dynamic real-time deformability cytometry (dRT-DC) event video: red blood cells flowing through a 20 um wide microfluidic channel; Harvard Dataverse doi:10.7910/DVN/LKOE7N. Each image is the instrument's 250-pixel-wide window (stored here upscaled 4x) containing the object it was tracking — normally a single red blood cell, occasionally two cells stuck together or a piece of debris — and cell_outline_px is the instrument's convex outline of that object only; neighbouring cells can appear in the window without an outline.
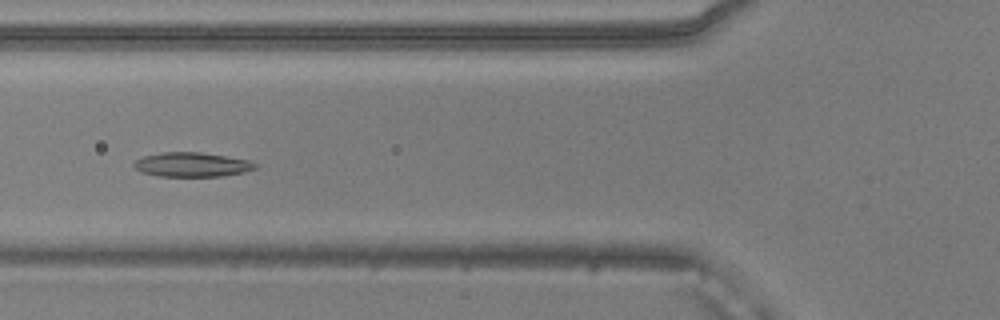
{"species": "common noctule bat (a hibernating species)", "species_latin": "Nyctalus noctula", "temperature_condition": "warm", "stored_images_in_passage": 52, "camera_frame_rate_fps": 3000, "um_per_image_px": 0.085, "animal": {"sex": "male", "body_mass_g": 20.5, "forearm_length_mm": 52.5}, "frame": {"image": 1, "passage_image": 19, "time_ms": 6.0, "image_size_px": [1000, 320], "cell_outline_px": [[256, 168], [244, 172], [224, 176], [160, 176], [144, 172], [136, 168], [132, 164], [136, 160], [144, 156], [160, 152], [200, 152], [248, 160], [256, 164]], "centroid_in_image_um": [16.31, 13.99], "position_along_channel_um": 109.5, "area_um2": 16.99}}
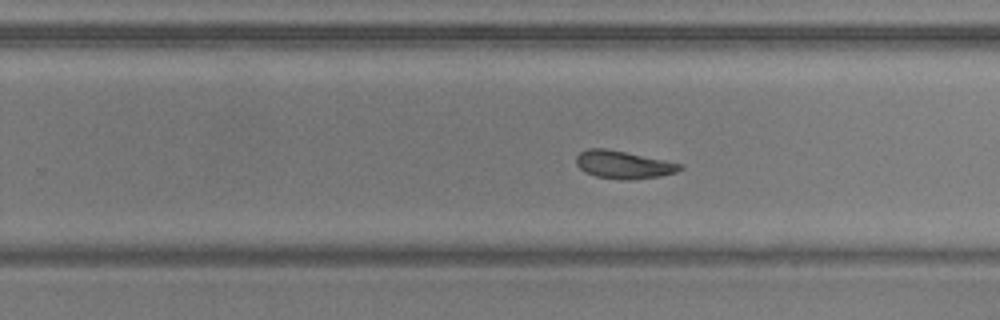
{"frame": {"image": 2, "passage_image": 32, "time_ms": 10.333, "image_size_px": [1000, 320], "cell_outline_px": [[684, 168], [676, 172], [660, 176], [632, 180], [624, 180], [596, 176], [584, 172], [576, 164], [576, 156], [580, 152], [588, 148], [604, 148], [684, 164]], "centroid_in_image_um": [52.99, 14.0], "position_along_channel_um": 276.8, "area_um2": 16.76}}
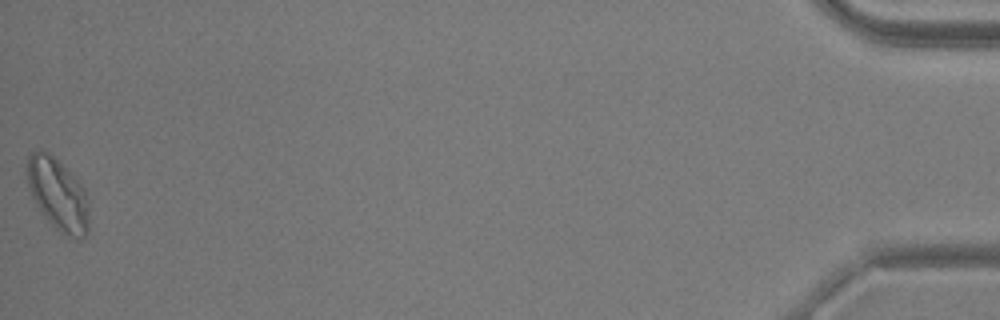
{"frame": {"image": 3, "passage_image": 52, "time_ms": 17.0, "image_size_px": [1000, 320], "cell_outline_px": [[88, 232], [80, 240], [76, 240], [60, 232], [44, 216], [36, 204], [32, 196], [28, 184], [28, 156], [32, 152], [40, 148], [48, 152], [84, 188], [88, 204]], "centroid_in_image_um": [4.93, 16.56], "position_along_channel_um": 430.3, "area_um2": 25.49}, "authors_computed_cell_mechanics": {"area_um2": 18.496, "velocity_mm_per_s": 3.8553, "shape_relaxation_time_tau1_ms": 9.7898, "shape_relaxation_time_tau2_ms": 7.5137, "deformation_change_tau1": 0.2122, "deformation_change_tau2": 0.0941}}